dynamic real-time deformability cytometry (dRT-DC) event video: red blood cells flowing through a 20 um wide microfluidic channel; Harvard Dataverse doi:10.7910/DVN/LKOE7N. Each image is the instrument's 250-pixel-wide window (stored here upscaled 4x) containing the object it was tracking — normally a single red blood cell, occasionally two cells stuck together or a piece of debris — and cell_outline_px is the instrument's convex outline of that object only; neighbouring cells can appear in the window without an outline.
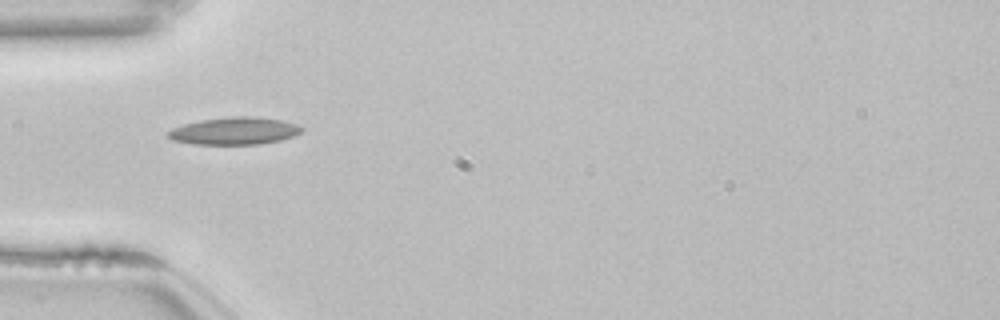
{"species": "common noctule bat (a hibernating species)", "species_latin": "Nyctalus noctula", "temperature_condition": "room temperature", "stored_images_in_passage": 37, "camera_frame_rate_fps": 3000, "um_per_image_px": 0.085, "animal": {"sex": "female", "body_mass_g": 22.7, "forearm_length_mm": 54.2}, "frame": {"image": 1, "passage_image": 1, "time_ms": 0.0, "image_size_px": [1000, 320], "cell_outline_px": [[304, 128], [300, 132], [292, 136], [280, 140], [256, 144], [192, 144], [172, 140], [168, 136], [168, 132], [172, 128], [184, 124], [200, 120], [228, 116], [256, 116], [284, 120], [296, 124]], "centroid_in_image_um": [19.92, 11.11], "position_along_channel_um": 65.1, "area_um2": 21.33}}